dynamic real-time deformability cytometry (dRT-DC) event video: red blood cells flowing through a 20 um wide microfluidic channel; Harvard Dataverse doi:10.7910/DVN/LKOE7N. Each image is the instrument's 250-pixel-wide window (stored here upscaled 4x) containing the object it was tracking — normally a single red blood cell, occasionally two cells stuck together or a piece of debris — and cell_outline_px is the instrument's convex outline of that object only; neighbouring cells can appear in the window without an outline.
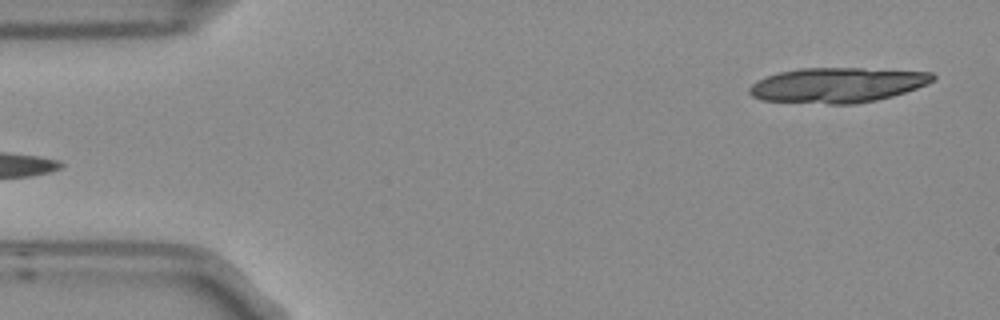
{"species": "Egyptian fruit bat (a non-hibernating species)", "species_latin": "Rousettus aegyptiacus", "temperature_condition": "room temperature", "stored_images_in_passage": 4, "segment_of_instrument_passage": [2, 2], "camera_frame_rate_fps": 3000, "um_per_image_px": 0.085, "frame": {"image": 1, "passage_image": 4, "time_ms": 1.0, "image_size_px": [1000, 320], "cell_outline_px": [[936, 76], [928, 84], [892, 96], [876, 100], [856, 104], [828, 104], [760, 100], [752, 96], [748, 92], [748, 88], [756, 80], [780, 72], [800, 68], [864, 68], [932, 72]], "centroid_in_image_um": [71.16, 7.23], "position_along_channel_um": 13.8, "area_um2": 37.51}}